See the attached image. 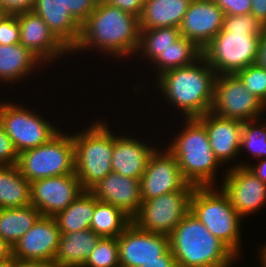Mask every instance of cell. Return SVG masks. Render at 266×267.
Here are the masks:
<instances>
[{"label":"cell","instance_id":"obj_41","mask_svg":"<svg viewBox=\"0 0 266 267\" xmlns=\"http://www.w3.org/2000/svg\"><path fill=\"white\" fill-rule=\"evenodd\" d=\"M35 0H0V5L8 14L32 11Z\"/></svg>","mask_w":266,"mask_h":267},{"label":"cell","instance_id":"obj_36","mask_svg":"<svg viewBox=\"0 0 266 267\" xmlns=\"http://www.w3.org/2000/svg\"><path fill=\"white\" fill-rule=\"evenodd\" d=\"M20 43V26L16 14H8L0 21V45Z\"/></svg>","mask_w":266,"mask_h":267},{"label":"cell","instance_id":"obj_24","mask_svg":"<svg viewBox=\"0 0 266 267\" xmlns=\"http://www.w3.org/2000/svg\"><path fill=\"white\" fill-rule=\"evenodd\" d=\"M192 0H146L139 18L140 29L179 28Z\"/></svg>","mask_w":266,"mask_h":267},{"label":"cell","instance_id":"obj_43","mask_svg":"<svg viewBox=\"0 0 266 267\" xmlns=\"http://www.w3.org/2000/svg\"><path fill=\"white\" fill-rule=\"evenodd\" d=\"M140 267H177V263L172 251L169 249L162 255V261L146 262Z\"/></svg>","mask_w":266,"mask_h":267},{"label":"cell","instance_id":"obj_19","mask_svg":"<svg viewBox=\"0 0 266 267\" xmlns=\"http://www.w3.org/2000/svg\"><path fill=\"white\" fill-rule=\"evenodd\" d=\"M98 201L121 209L131 219L142 203L140 180L111 172L88 190Z\"/></svg>","mask_w":266,"mask_h":267},{"label":"cell","instance_id":"obj_47","mask_svg":"<svg viewBox=\"0 0 266 267\" xmlns=\"http://www.w3.org/2000/svg\"><path fill=\"white\" fill-rule=\"evenodd\" d=\"M20 267H58L54 262H27L21 263Z\"/></svg>","mask_w":266,"mask_h":267},{"label":"cell","instance_id":"obj_21","mask_svg":"<svg viewBox=\"0 0 266 267\" xmlns=\"http://www.w3.org/2000/svg\"><path fill=\"white\" fill-rule=\"evenodd\" d=\"M32 11L42 18L55 37L72 52L80 39L81 25L72 17L62 0H35Z\"/></svg>","mask_w":266,"mask_h":267},{"label":"cell","instance_id":"obj_42","mask_svg":"<svg viewBox=\"0 0 266 267\" xmlns=\"http://www.w3.org/2000/svg\"><path fill=\"white\" fill-rule=\"evenodd\" d=\"M251 12L250 14L254 15L256 19L266 25V0H251Z\"/></svg>","mask_w":266,"mask_h":267},{"label":"cell","instance_id":"obj_14","mask_svg":"<svg viewBox=\"0 0 266 267\" xmlns=\"http://www.w3.org/2000/svg\"><path fill=\"white\" fill-rule=\"evenodd\" d=\"M83 191L75 173L39 179L30 183V202L42 216L54 217Z\"/></svg>","mask_w":266,"mask_h":267},{"label":"cell","instance_id":"obj_1","mask_svg":"<svg viewBox=\"0 0 266 267\" xmlns=\"http://www.w3.org/2000/svg\"><path fill=\"white\" fill-rule=\"evenodd\" d=\"M140 38L139 18L99 0L97 7L81 25L80 39L72 50L89 47L117 57L137 53Z\"/></svg>","mask_w":266,"mask_h":267},{"label":"cell","instance_id":"obj_13","mask_svg":"<svg viewBox=\"0 0 266 267\" xmlns=\"http://www.w3.org/2000/svg\"><path fill=\"white\" fill-rule=\"evenodd\" d=\"M120 267H140L146 262L162 261L169 249V236L139 229L131 222L117 237Z\"/></svg>","mask_w":266,"mask_h":267},{"label":"cell","instance_id":"obj_18","mask_svg":"<svg viewBox=\"0 0 266 267\" xmlns=\"http://www.w3.org/2000/svg\"><path fill=\"white\" fill-rule=\"evenodd\" d=\"M20 26V44L43 64L70 51L55 37L47 24L34 11L17 13ZM48 60V61H47Z\"/></svg>","mask_w":266,"mask_h":267},{"label":"cell","instance_id":"obj_17","mask_svg":"<svg viewBox=\"0 0 266 267\" xmlns=\"http://www.w3.org/2000/svg\"><path fill=\"white\" fill-rule=\"evenodd\" d=\"M223 10L214 0H192L179 26L180 34L201 50L222 29Z\"/></svg>","mask_w":266,"mask_h":267},{"label":"cell","instance_id":"obj_38","mask_svg":"<svg viewBox=\"0 0 266 267\" xmlns=\"http://www.w3.org/2000/svg\"><path fill=\"white\" fill-rule=\"evenodd\" d=\"M17 160L18 152L13 141L0 124V166L16 165Z\"/></svg>","mask_w":266,"mask_h":267},{"label":"cell","instance_id":"obj_29","mask_svg":"<svg viewBox=\"0 0 266 267\" xmlns=\"http://www.w3.org/2000/svg\"><path fill=\"white\" fill-rule=\"evenodd\" d=\"M202 57V50L186 37L180 36L169 47L162 50L152 61L157 66V77L169 70L189 66Z\"/></svg>","mask_w":266,"mask_h":267},{"label":"cell","instance_id":"obj_5","mask_svg":"<svg viewBox=\"0 0 266 267\" xmlns=\"http://www.w3.org/2000/svg\"><path fill=\"white\" fill-rule=\"evenodd\" d=\"M72 134L75 146V174L84 190L112 172V150L115 134L103 121H96L90 128Z\"/></svg>","mask_w":266,"mask_h":267},{"label":"cell","instance_id":"obj_32","mask_svg":"<svg viewBox=\"0 0 266 267\" xmlns=\"http://www.w3.org/2000/svg\"><path fill=\"white\" fill-rule=\"evenodd\" d=\"M257 120L244 121L240 141V151L249 149L251 156L266 159V123L256 126Z\"/></svg>","mask_w":266,"mask_h":267},{"label":"cell","instance_id":"obj_34","mask_svg":"<svg viewBox=\"0 0 266 267\" xmlns=\"http://www.w3.org/2000/svg\"><path fill=\"white\" fill-rule=\"evenodd\" d=\"M245 88L266 105V69L257 63L240 70L235 74Z\"/></svg>","mask_w":266,"mask_h":267},{"label":"cell","instance_id":"obj_2","mask_svg":"<svg viewBox=\"0 0 266 267\" xmlns=\"http://www.w3.org/2000/svg\"><path fill=\"white\" fill-rule=\"evenodd\" d=\"M216 77L212 67L201 57L189 66L160 74L157 81L165 97L184 112V119H191L211 111Z\"/></svg>","mask_w":266,"mask_h":267},{"label":"cell","instance_id":"obj_11","mask_svg":"<svg viewBox=\"0 0 266 267\" xmlns=\"http://www.w3.org/2000/svg\"><path fill=\"white\" fill-rule=\"evenodd\" d=\"M266 105L235 75H217L211 112L240 121L257 120Z\"/></svg>","mask_w":266,"mask_h":267},{"label":"cell","instance_id":"obj_25","mask_svg":"<svg viewBox=\"0 0 266 267\" xmlns=\"http://www.w3.org/2000/svg\"><path fill=\"white\" fill-rule=\"evenodd\" d=\"M42 62L22 44L0 45V80L14 82L26 77Z\"/></svg>","mask_w":266,"mask_h":267},{"label":"cell","instance_id":"obj_30","mask_svg":"<svg viewBox=\"0 0 266 267\" xmlns=\"http://www.w3.org/2000/svg\"><path fill=\"white\" fill-rule=\"evenodd\" d=\"M132 219L121 209L95 198V209L90 229L100 237L117 238Z\"/></svg>","mask_w":266,"mask_h":267},{"label":"cell","instance_id":"obj_27","mask_svg":"<svg viewBox=\"0 0 266 267\" xmlns=\"http://www.w3.org/2000/svg\"><path fill=\"white\" fill-rule=\"evenodd\" d=\"M30 202V182L17 165L0 166V208L24 207Z\"/></svg>","mask_w":266,"mask_h":267},{"label":"cell","instance_id":"obj_26","mask_svg":"<svg viewBox=\"0 0 266 267\" xmlns=\"http://www.w3.org/2000/svg\"><path fill=\"white\" fill-rule=\"evenodd\" d=\"M41 216L39 210L31 204L24 207L0 208V236L13 247Z\"/></svg>","mask_w":266,"mask_h":267},{"label":"cell","instance_id":"obj_33","mask_svg":"<svg viewBox=\"0 0 266 267\" xmlns=\"http://www.w3.org/2000/svg\"><path fill=\"white\" fill-rule=\"evenodd\" d=\"M84 267H120L117 238L101 237Z\"/></svg>","mask_w":266,"mask_h":267},{"label":"cell","instance_id":"obj_37","mask_svg":"<svg viewBox=\"0 0 266 267\" xmlns=\"http://www.w3.org/2000/svg\"><path fill=\"white\" fill-rule=\"evenodd\" d=\"M72 17L82 25L97 7L99 0H62Z\"/></svg>","mask_w":266,"mask_h":267},{"label":"cell","instance_id":"obj_15","mask_svg":"<svg viewBox=\"0 0 266 267\" xmlns=\"http://www.w3.org/2000/svg\"><path fill=\"white\" fill-rule=\"evenodd\" d=\"M60 229L54 217L41 216L12 247V256L20 263L53 262Z\"/></svg>","mask_w":266,"mask_h":267},{"label":"cell","instance_id":"obj_50","mask_svg":"<svg viewBox=\"0 0 266 267\" xmlns=\"http://www.w3.org/2000/svg\"><path fill=\"white\" fill-rule=\"evenodd\" d=\"M8 13L4 10V8L0 5V21L6 16Z\"/></svg>","mask_w":266,"mask_h":267},{"label":"cell","instance_id":"obj_46","mask_svg":"<svg viewBox=\"0 0 266 267\" xmlns=\"http://www.w3.org/2000/svg\"><path fill=\"white\" fill-rule=\"evenodd\" d=\"M12 256V247L0 236V262Z\"/></svg>","mask_w":266,"mask_h":267},{"label":"cell","instance_id":"obj_9","mask_svg":"<svg viewBox=\"0 0 266 267\" xmlns=\"http://www.w3.org/2000/svg\"><path fill=\"white\" fill-rule=\"evenodd\" d=\"M0 124L18 154L48 142L60 131L29 109L6 102L0 103Z\"/></svg>","mask_w":266,"mask_h":267},{"label":"cell","instance_id":"obj_44","mask_svg":"<svg viewBox=\"0 0 266 267\" xmlns=\"http://www.w3.org/2000/svg\"><path fill=\"white\" fill-rule=\"evenodd\" d=\"M257 166H252L251 164L246 165V164H240L238 163L235 166H243V167H248L250 171L262 182L266 183V159H260L258 160Z\"/></svg>","mask_w":266,"mask_h":267},{"label":"cell","instance_id":"obj_49","mask_svg":"<svg viewBox=\"0 0 266 267\" xmlns=\"http://www.w3.org/2000/svg\"><path fill=\"white\" fill-rule=\"evenodd\" d=\"M260 257H261V263L263 264V267H266V245L262 246V250L260 249Z\"/></svg>","mask_w":266,"mask_h":267},{"label":"cell","instance_id":"obj_45","mask_svg":"<svg viewBox=\"0 0 266 267\" xmlns=\"http://www.w3.org/2000/svg\"><path fill=\"white\" fill-rule=\"evenodd\" d=\"M256 63L266 69V28H264L261 34L258 58Z\"/></svg>","mask_w":266,"mask_h":267},{"label":"cell","instance_id":"obj_6","mask_svg":"<svg viewBox=\"0 0 266 267\" xmlns=\"http://www.w3.org/2000/svg\"><path fill=\"white\" fill-rule=\"evenodd\" d=\"M220 189L215 191L212 186L195 187L190 212L237 255L241 246L242 216L231 205L229 196Z\"/></svg>","mask_w":266,"mask_h":267},{"label":"cell","instance_id":"obj_3","mask_svg":"<svg viewBox=\"0 0 266 267\" xmlns=\"http://www.w3.org/2000/svg\"><path fill=\"white\" fill-rule=\"evenodd\" d=\"M168 236L177 267H230L238 256L191 212Z\"/></svg>","mask_w":266,"mask_h":267},{"label":"cell","instance_id":"obj_16","mask_svg":"<svg viewBox=\"0 0 266 267\" xmlns=\"http://www.w3.org/2000/svg\"><path fill=\"white\" fill-rule=\"evenodd\" d=\"M224 180L221 188L242 218L265 205L266 183L259 180L248 167L233 165L226 172Z\"/></svg>","mask_w":266,"mask_h":267},{"label":"cell","instance_id":"obj_20","mask_svg":"<svg viewBox=\"0 0 266 267\" xmlns=\"http://www.w3.org/2000/svg\"><path fill=\"white\" fill-rule=\"evenodd\" d=\"M197 119L205 126L211 149L221 164L239 155L243 121L220 117L211 111Z\"/></svg>","mask_w":266,"mask_h":267},{"label":"cell","instance_id":"obj_8","mask_svg":"<svg viewBox=\"0 0 266 267\" xmlns=\"http://www.w3.org/2000/svg\"><path fill=\"white\" fill-rule=\"evenodd\" d=\"M261 35L252 31L220 30L202 49V57L217 75H232L258 58Z\"/></svg>","mask_w":266,"mask_h":267},{"label":"cell","instance_id":"obj_28","mask_svg":"<svg viewBox=\"0 0 266 267\" xmlns=\"http://www.w3.org/2000/svg\"><path fill=\"white\" fill-rule=\"evenodd\" d=\"M94 209L95 197L84 190L65 210L54 216L60 233L89 229Z\"/></svg>","mask_w":266,"mask_h":267},{"label":"cell","instance_id":"obj_40","mask_svg":"<svg viewBox=\"0 0 266 267\" xmlns=\"http://www.w3.org/2000/svg\"><path fill=\"white\" fill-rule=\"evenodd\" d=\"M108 5L117 7L140 18L146 0H103Z\"/></svg>","mask_w":266,"mask_h":267},{"label":"cell","instance_id":"obj_23","mask_svg":"<svg viewBox=\"0 0 266 267\" xmlns=\"http://www.w3.org/2000/svg\"><path fill=\"white\" fill-rule=\"evenodd\" d=\"M100 238L90 228L72 233H61L53 262L58 267H84Z\"/></svg>","mask_w":266,"mask_h":267},{"label":"cell","instance_id":"obj_48","mask_svg":"<svg viewBox=\"0 0 266 267\" xmlns=\"http://www.w3.org/2000/svg\"><path fill=\"white\" fill-rule=\"evenodd\" d=\"M20 262L13 256L0 262V267H20Z\"/></svg>","mask_w":266,"mask_h":267},{"label":"cell","instance_id":"obj_31","mask_svg":"<svg viewBox=\"0 0 266 267\" xmlns=\"http://www.w3.org/2000/svg\"><path fill=\"white\" fill-rule=\"evenodd\" d=\"M181 36L180 30L177 27H164L153 29H140L139 46L142 56L148 58L151 62L158 54L170 46Z\"/></svg>","mask_w":266,"mask_h":267},{"label":"cell","instance_id":"obj_22","mask_svg":"<svg viewBox=\"0 0 266 267\" xmlns=\"http://www.w3.org/2000/svg\"><path fill=\"white\" fill-rule=\"evenodd\" d=\"M155 147H148L136 138L116 136L112 150V172L133 179L145 173L149 158Z\"/></svg>","mask_w":266,"mask_h":267},{"label":"cell","instance_id":"obj_4","mask_svg":"<svg viewBox=\"0 0 266 267\" xmlns=\"http://www.w3.org/2000/svg\"><path fill=\"white\" fill-rule=\"evenodd\" d=\"M185 120L186 127L167 149L176 157L181 173L189 184L213 187L215 172L221 163L211 149L205 126L197 118Z\"/></svg>","mask_w":266,"mask_h":267},{"label":"cell","instance_id":"obj_10","mask_svg":"<svg viewBox=\"0 0 266 267\" xmlns=\"http://www.w3.org/2000/svg\"><path fill=\"white\" fill-rule=\"evenodd\" d=\"M193 191H175L142 200L132 222L144 231L169 235L190 212Z\"/></svg>","mask_w":266,"mask_h":267},{"label":"cell","instance_id":"obj_7","mask_svg":"<svg viewBox=\"0 0 266 267\" xmlns=\"http://www.w3.org/2000/svg\"><path fill=\"white\" fill-rule=\"evenodd\" d=\"M17 167L30 183L39 179L75 173L72 135L61 130L48 142L18 154Z\"/></svg>","mask_w":266,"mask_h":267},{"label":"cell","instance_id":"obj_39","mask_svg":"<svg viewBox=\"0 0 266 267\" xmlns=\"http://www.w3.org/2000/svg\"><path fill=\"white\" fill-rule=\"evenodd\" d=\"M224 15L250 14L251 0H214Z\"/></svg>","mask_w":266,"mask_h":267},{"label":"cell","instance_id":"obj_12","mask_svg":"<svg viewBox=\"0 0 266 267\" xmlns=\"http://www.w3.org/2000/svg\"><path fill=\"white\" fill-rule=\"evenodd\" d=\"M161 152L153 151L145 173L139 179L142 200L175 191H193L195 188L184 179L176 157L168 149Z\"/></svg>","mask_w":266,"mask_h":267},{"label":"cell","instance_id":"obj_35","mask_svg":"<svg viewBox=\"0 0 266 267\" xmlns=\"http://www.w3.org/2000/svg\"><path fill=\"white\" fill-rule=\"evenodd\" d=\"M254 15H224L222 30L252 31L255 35H261L264 30Z\"/></svg>","mask_w":266,"mask_h":267}]
</instances>
